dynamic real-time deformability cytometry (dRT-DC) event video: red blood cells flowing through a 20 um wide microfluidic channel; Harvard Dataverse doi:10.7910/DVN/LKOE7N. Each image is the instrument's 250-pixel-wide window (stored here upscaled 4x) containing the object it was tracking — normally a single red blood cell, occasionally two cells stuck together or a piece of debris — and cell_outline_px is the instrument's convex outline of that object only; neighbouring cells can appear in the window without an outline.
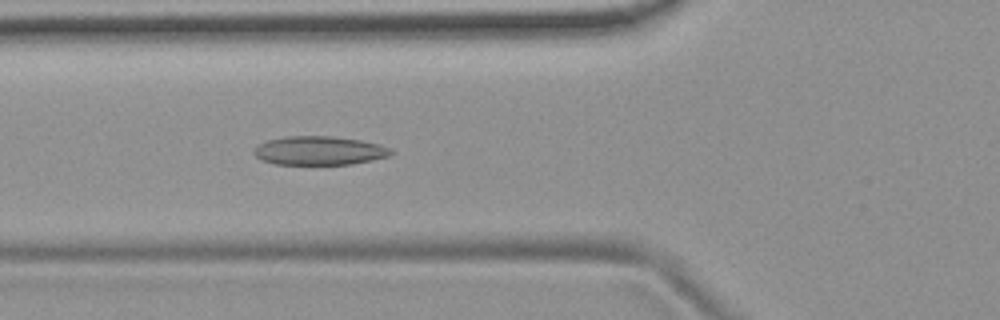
{"species": "common noctule bat (a hibernating species)", "species_latin": "Nyctalus noctula", "temperature_condition": "room temperature", "stored_images_in_passage": 54, "camera_frame_rate_fps": 3000, "um_per_image_px": 0.085, "animal": {"sex": "female", "body_mass_g": 19.9}, "frame": {"image": 1, "passage_image": 20, "time_ms": 6.333, "image_size_px": [1000, 320], "cell_outline_px": [[396, 152], [388, 156], [372, 160], [352, 164], [276, 164], [260, 160], [252, 152], [260, 144], [268, 140], [284, 136], [332, 136], [360, 140], [380, 144], [392, 148]], "centroid_in_image_um": [27.17, 12.8], "position_along_channel_um": 98.6, "area_um2": 23.06}}
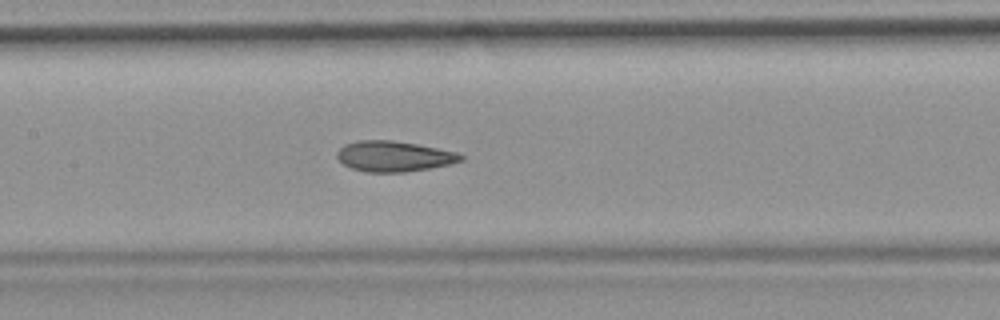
{"frame": {"image": 2, "passage_image": 26, "time_ms": 8.333, "image_size_px": [1000, 320], "cell_outline_px": [[464, 160], [448, 164], [428, 168], [404, 172], [364, 172], [352, 168], [344, 164], [336, 156], [336, 152], [344, 144], [356, 140], [392, 140], [416, 144], [456, 152], [464, 156]], "centroid_in_image_um": [33.44, 13.28], "position_along_channel_um": 174.0, "area_um2": 21.91}}
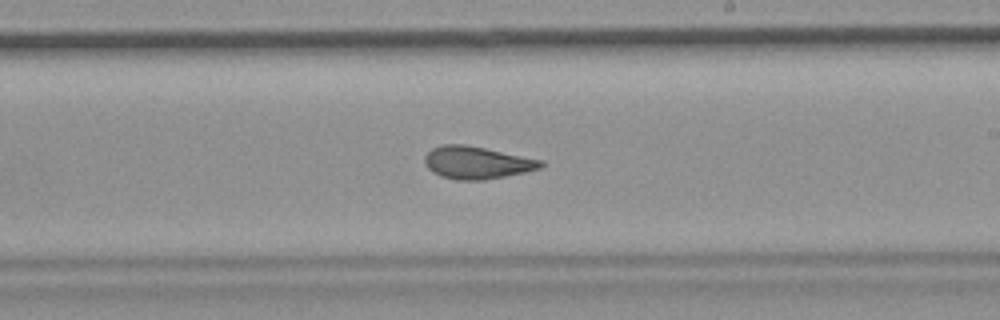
{"frame": {"image": 3, "passage_image": 32, "time_ms": 10.333, "image_size_px": [1000, 320], "cell_outline_px": [[544, 164], [540, 168], [524, 172], [484, 180], [456, 180], [440, 176], [432, 172], [428, 168], [424, 160], [424, 156], [432, 148], [444, 144], [464, 144], [544, 160]], "centroid_in_image_um": [40.51, 13.82], "position_along_channel_um": 248.5, "area_um2": 21.91}, "authors_computed_cell_mechanics": {"area_um2": 22.7732, "velocity_mm_per_s": 3.7529, "shape_relaxation_time_tau1_ms": null, "shape_relaxation_time_tau2_ms": 2.1131, "deformation_change_tau1": null, "deformation_change_tau2": 0.1062}}